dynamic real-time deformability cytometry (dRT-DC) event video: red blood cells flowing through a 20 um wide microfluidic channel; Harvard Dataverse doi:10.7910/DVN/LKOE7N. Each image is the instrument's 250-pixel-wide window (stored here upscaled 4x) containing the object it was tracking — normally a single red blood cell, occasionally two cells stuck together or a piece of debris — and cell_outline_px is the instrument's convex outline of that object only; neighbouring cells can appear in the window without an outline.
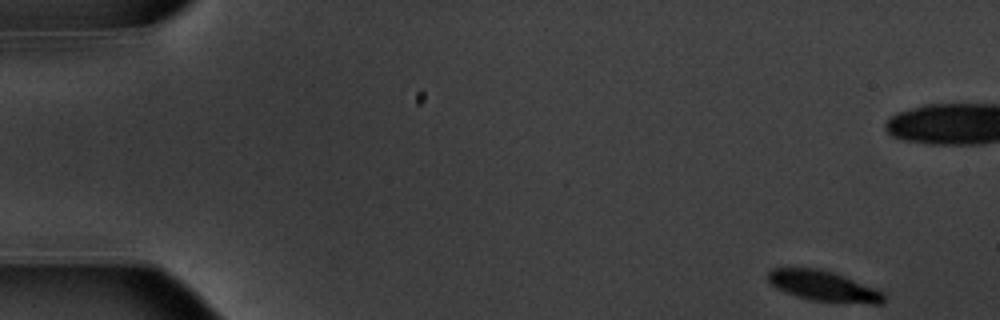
{"species": "common noctule bat (a hibernating species)", "species_latin": "Nyctalus noctula", "temperature_condition": "warm", "stored_images_in_passage": 53, "camera_frame_rate_fps": 3000, "um_per_image_px": 0.085, "animal": {"sex": "male", "body_mass_g": 20.1, "forearm_length_mm": 53.5}, "frame": {"image": 1, "passage_image": 1, "time_ms": 0.0, "image_size_px": [1000, 320], "cell_outline_px": [[884, 304], [872, 304], [812, 300], [796, 296], [776, 288], [768, 280], [768, 272], [772, 268], [816, 268], [832, 272], [844, 276], [876, 288], [884, 292]], "centroid_in_image_um": [70.02, 24.32], "position_along_channel_um": 15.0, "area_um2": 20.4}}
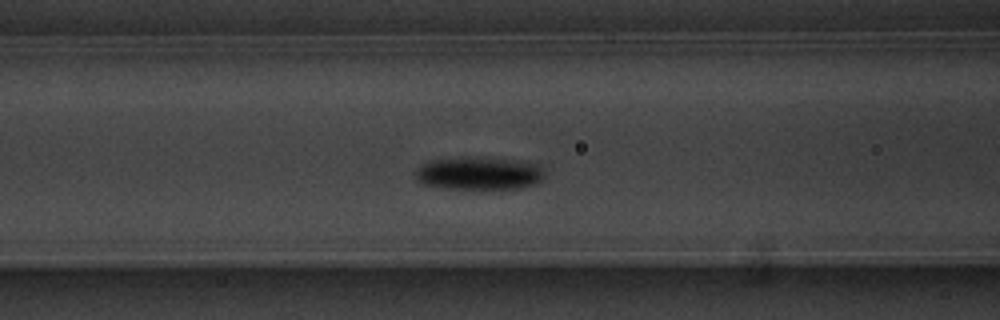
{"frame": {"image": 2, "passage_image": 20, "time_ms": 6.333, "image_size_px": [1000, 320], "cell_outline_px": [[540, 180], [532, 184], [516, 188], [444, 188], [424, 184], [416, 180], [416, 168], [420, 164], [432, 160], [468, 156], [480, 156], [524, 160], [540, 164]], "centroid_in_image_um": [40.65, 14.69], "position_along_channel_um": 125.9, "area_um2": 24.8}}
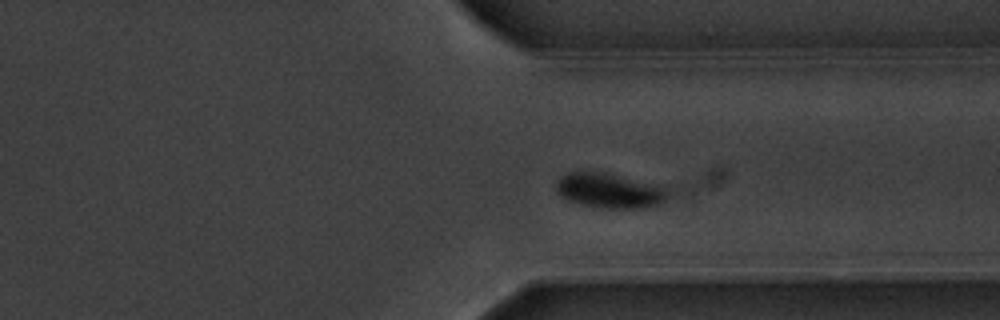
{"frame": {"image": 3, "passage_image": 39, "time_ms": 12.667, "image_size_px": [1000, 320], "cell_outline_px": [[668, 196], [660, 204], [648, 208], [604, 208], [580, 204], [568, 200], [560, 196], [556, 192], [556, 180], [560, 176], [568, 172], [608, 172], [664, 188], [668, 192]], "centroid_in_image_um": [51.74, 16.21], "position_along_channel_um": 359.7, "area_um2": 22.6}, "authors_computed_cell_mechanics": {"area_um2": 22.4264, "velocity_mm_per_s": 3.6957, "shape_relaxation_time_tau1_ms": 1.7683, "shape_relaxation_time_tau2_ms": null, "deformation_change_tau1": 0.1555, "deformation_change_tau2": null}}